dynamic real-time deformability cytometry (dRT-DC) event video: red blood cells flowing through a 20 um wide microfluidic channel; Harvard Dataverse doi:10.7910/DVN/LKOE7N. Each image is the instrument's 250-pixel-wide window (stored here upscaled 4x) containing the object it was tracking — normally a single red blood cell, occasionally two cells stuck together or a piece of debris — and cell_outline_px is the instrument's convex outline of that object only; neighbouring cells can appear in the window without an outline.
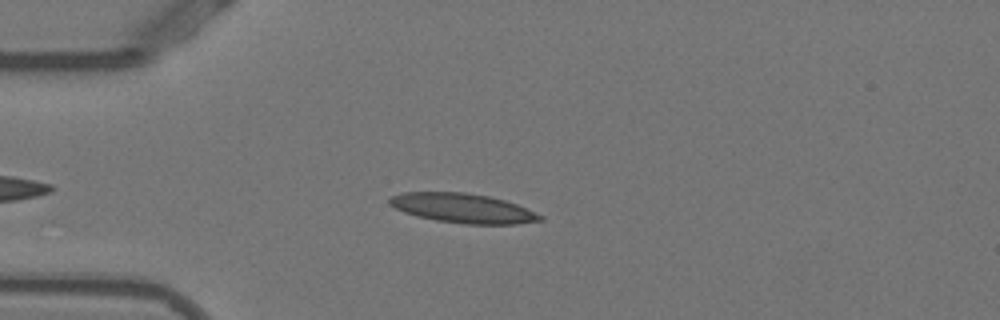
{"species": "Egyptian fruit bat (a non-hibernating species)", "species_latin": "Rousettus aegyptiacus", "temperature_condition": "warm", "stored_images_in_passage": 43, "camera_frame_rate_fps": 3000, "um_per_image_px": 0.085, "animal": {"sex": "female"}, "frame": {"image": 1, "passage_image": 8, "time_ms": 2.333, "image_size_px": [1000, 320], "cell_outline_px": [[544, 220], [516, 224], [464, 224], [436, 220], [416, 216], [404, 212], [388, 204], [388, 196], [404, 192], [464, 192], [488, 196], [504, 200], [516, 204], [544, 216]], "centroid_in_image_um": [39.31, 17.69], "position_along_channel_um": 45.7, "area_um2": 25.89}}
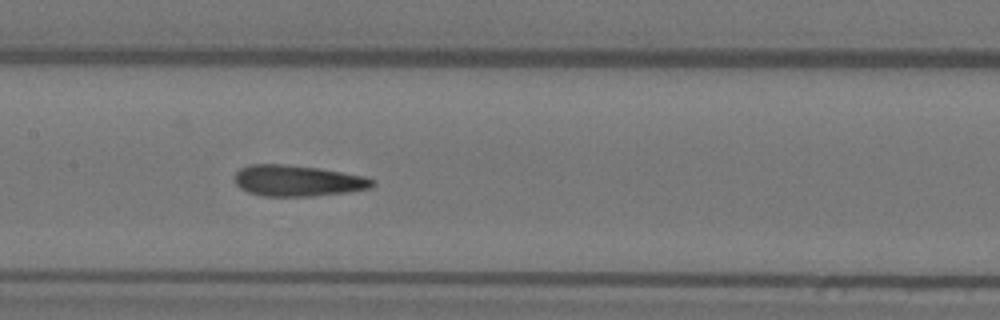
{"frame": {"image": 2, "passage_image": 20, "time_ms": 6.333, "image_size_px": [1000, 320], "cell_outline_px": [[376, 184], [372, 188], [348, 192], [312, 196], [264, 196], [248, 192], [240, 188], [236, 184], [236, 172], [240, 168], [248, 164], [284, 164], [320, 168], [364, 176], [376, 180]], "centroid_in_image_um": [25.33, 15.36], "position_along_channel_um": 182.1, "area_um2": 25.09}}
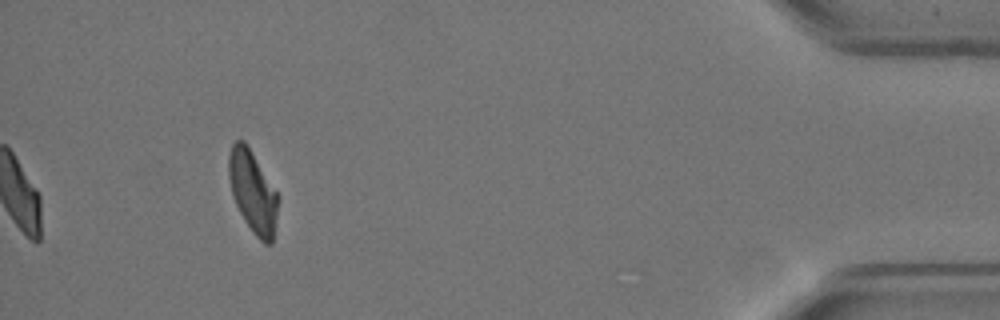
{"frame": {"image": 3, "passage_image": 43, "time_ms": 14.0, "image_size_px": [1000, 320], "cell_outline_px": [[276, 216], [272, 244], [264, 244], [252, 232], [244, 220], [236, 204], [232, 192], [228, 176], [228, 156], [232, 144], [236, 140], [244, 140], [276, 192]], "centroid_in_image_um": [21.44, 16.3], "position_along_channel_um": 413.8, "area_um2": 22.83}, "authors_computed_cell_mechanics": {"area_um2": 25.0852, "velocity_mm_per_s": 3.8544, "shape_relaxation_time_tau1_ms": null, "shape_relaxation_time_tau2_ms": 2.0569, "deformation_change_tau1": null, "deformation_change_tau2": 0.1025}}